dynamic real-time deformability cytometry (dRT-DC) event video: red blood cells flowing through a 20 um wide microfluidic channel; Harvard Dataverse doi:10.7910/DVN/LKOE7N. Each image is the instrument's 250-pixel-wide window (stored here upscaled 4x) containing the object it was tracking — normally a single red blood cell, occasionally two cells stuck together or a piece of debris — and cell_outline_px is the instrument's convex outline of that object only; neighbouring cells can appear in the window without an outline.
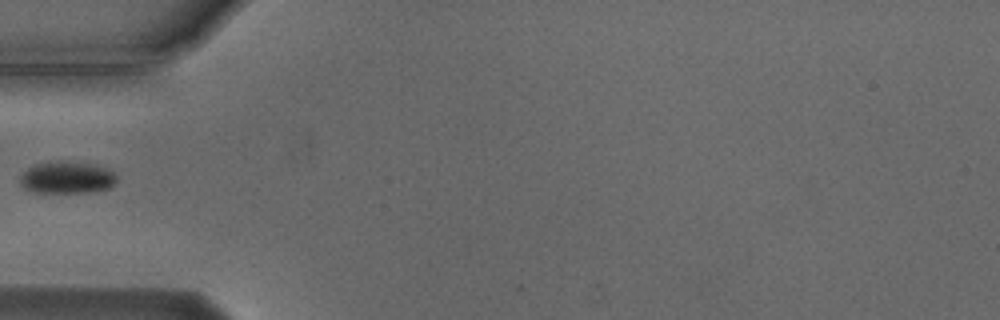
{"species": "Egyptian fruit bat (a non-hibernating species)", "species_latin": "Rousettus aegyptiacus", "temperature_condition": "cold", "stored_images_in_passage": 37, "camera_frame_rate_fps": 3000, "um_per_image_px": 0.085, "animal": {"sex": "male"}, "frame": {"image": 1, "passage_image": 1, "time_ms": 0.0, "image_size_px": [1000, 320], "cell_outline_px": [[116, 180], [108, 188], [92, 192], [32, 192], [24, 188], [20, 184], [20, 176], [28, 168], [36, 164], [48, 160], [64, 160], [96, 164], [112, 172], [116, 176]], "centroid_in_image_um": [5.65, 15.06], "position_along_channel_um": 79.4, "area_um2": 18.21}}
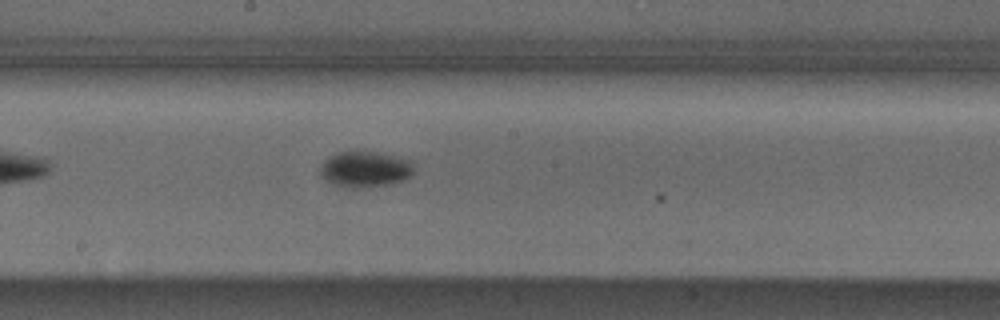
{"frame": {"image": 2, "passage_image": 12, "time_ms": 3.667, "image_size_px": [1000, 320], "cell_outline_px": [[412, 176], [404, 180], [388, 184], [356, 188], [352, 188], [332, 184], [320, 172], [320, 168], [324, 160], [336, 152], [380, 152], [408, 160], [412, 164]], "centroid_in_image_um": [31.03, 14.38], "position_along_channel_um": 217.2, "area_um2": 19.25}}
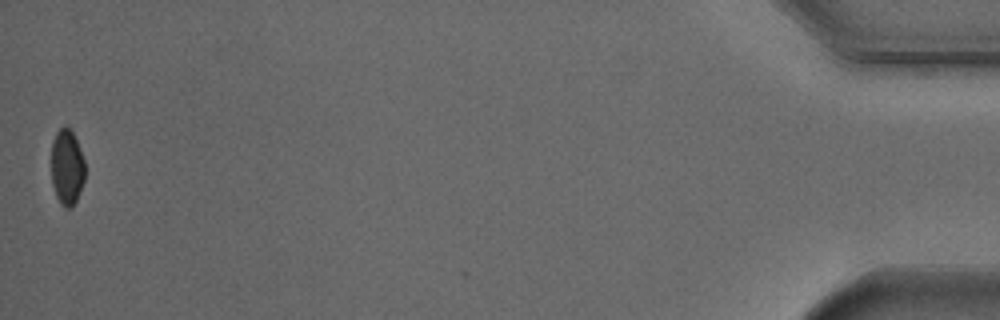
{"frame": {"image": 3, "passage_image": 37, "time_ms": 12.0, "image_size_px": [1000, 320], "cell_outline_px": [[84, 180], [80, 192], [72, 208], [64, 208], [60, 204], [56, 196], [52, 184], [52, 140], [56, 132], [64, 124], [72, 128], [80, 148], [84, 160]], "centroid_in_image_um": [5.69, 14.18], "position_along_channel_um": 429.5, "area_um2": 15.14}}